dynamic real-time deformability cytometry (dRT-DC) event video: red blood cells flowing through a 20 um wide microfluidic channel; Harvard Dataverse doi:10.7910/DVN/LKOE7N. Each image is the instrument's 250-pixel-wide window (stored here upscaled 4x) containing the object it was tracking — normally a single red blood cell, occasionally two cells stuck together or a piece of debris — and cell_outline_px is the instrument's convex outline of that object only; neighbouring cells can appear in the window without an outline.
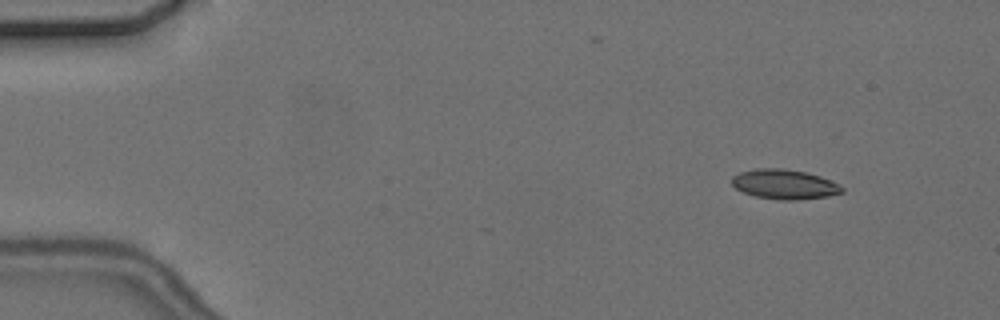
{"species": "common noctule bat (a hibernating species)", "species_latin": "Nyctalus noctula", "temperature_condition": "cold", "stored_images_in_passage": 5, "camera_frame_rate_fps": 3000, "um_per_image_px": 0.085, "animal": {"sex": "female", "body_mass_g": 24.6, "forearm_length_mm": 56.2}, "frame": {"image": 1, "passage_image": 2, "time_ms": 1.0, "image_size_px": [1000, 320], "cell_outline_px": [[844, 192], [828, 196], [796, 200], [780, 200], [756, 196], [744, 192], [736, 188], [732, 184], [732, 176], [740, 172], [756, 168], [784, 168], [804, 172], [820, 176], [840, 184], [844, 188]], "centroid_in_image_um": [66.69, 15.66], "position_along_channel_um": 18.3, "area_um2": 19.07}}
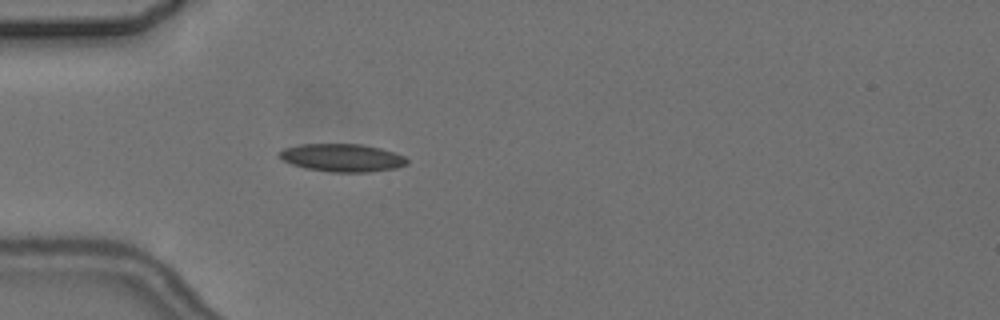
{"frame": {"image": 2, "passage_image": 5, "time_ms": 4.667, "image_size_px": [1000, 320], "cell_outline_px": [[408, 164], [396, 168], [368, 172], [332, 172], [304, 168], [292, 164], [284, 160], [280, 156], [280, 152], [284, 148], [300, 144], [360, 144], [380, 148], [404, 156], [408, 160]], "centroid_in_image_um": [29.1, 13.41], "position_along_channel_um": 55.9, "area_um2": 20.58}}